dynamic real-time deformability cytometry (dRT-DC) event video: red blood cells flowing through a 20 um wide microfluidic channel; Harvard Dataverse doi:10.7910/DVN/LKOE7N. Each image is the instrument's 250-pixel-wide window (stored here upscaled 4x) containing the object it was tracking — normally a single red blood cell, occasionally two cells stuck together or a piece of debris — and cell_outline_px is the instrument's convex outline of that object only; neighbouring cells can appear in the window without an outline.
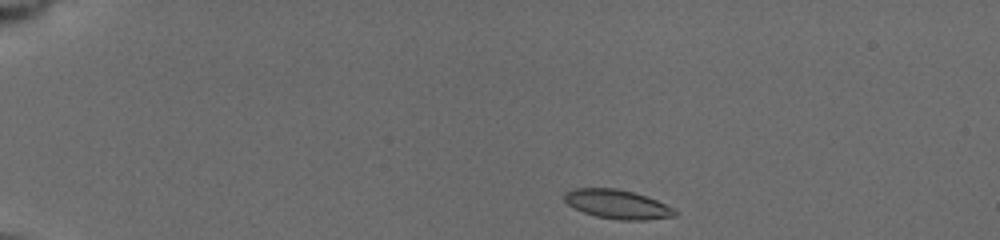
{"species": "common noctule bat (a hibernating species)", "species_latin": "Nyctalus noctula", "temperature_condition": "cold", "stored_images_in_passage": 52, "camera_frame_rate_fps": 3000, "um_per_image_px": 0.085, "animal": {"sex": "female", "body_mass_g": 19.5, "forearm_length_mm": 54.1}, "frame": {"image": 1, "passage_image": 1, "time_ms": 0.0, "image_size_px": [1000, 240], "cell_outline_px": [[680, 212], [676, 216], [644, 220], [620, 220], [596, 216], [572, 208], [564, 200], [564, 192], [572, 188], [616, 188], [632, 192], [656, 200], [676, 208]], "centroid_in_image_um": [52.49, 17.36], "position_along_channel_um": 32.5, "area_um2": 18.84}}
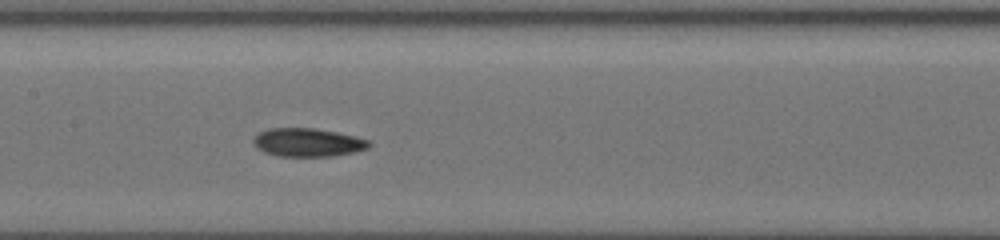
{"frame": {"image": 2, "passage_image": 23, "time_ms": 6.0, "image_size_px": [1000, 240], "cell_outline_px": [[372, 144], [368, 148], [356, 152], [332, 156], [280, 156], [264, 152], [256, 148], [252, 144], [252, 140], [260, 132], [268, 128], [316, 128], [336, 132], [368, 140]], "centroid_in_image_um": [26.14, 12.11], "position_along_channel_um": 181.3, "area_um2": 19.13}}
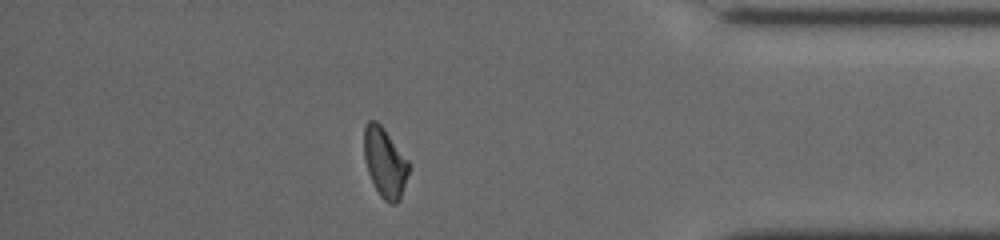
{"frame": {"image": 3, "passage_image": 45, "time_ms": 12.333, "image_size_px": [1000, 240], "cell_outline_px": [[408, 172], [400, 200], [396, 204], [392, 204], [384, 200], [380, 196], [368, 172], [364, 156], [364, 128], [368, 120], [376, 120], [384, 128], [408, 160]], "centroid_in_image_um": [32.7, 13.8], "position_along_channel_um": 402.5, "area_um2": 17.92}, "authors_computed_cell_mechanics": {"area_um2": 18.785, "velocity_mm_per_s": 3.8735, "shape_relaxation_time_tau1_ms": 6.5264, "shape_relaxation_time_tau2_ms": 5.3986, "deformation_change_tau1": 0.1598, "deformation_change_tau2": 0.1185}}